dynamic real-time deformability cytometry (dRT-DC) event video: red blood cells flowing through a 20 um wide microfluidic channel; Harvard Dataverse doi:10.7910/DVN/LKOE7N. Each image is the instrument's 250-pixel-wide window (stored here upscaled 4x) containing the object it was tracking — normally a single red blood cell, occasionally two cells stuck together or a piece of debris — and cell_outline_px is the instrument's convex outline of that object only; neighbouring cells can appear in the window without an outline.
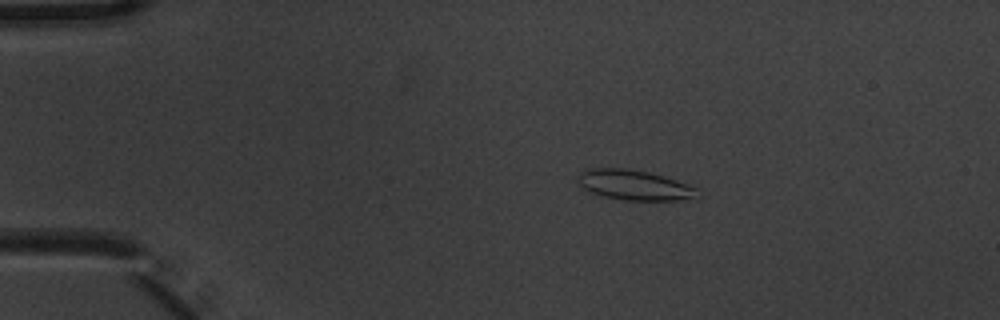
{"species": "common noctule bat (a hibernating species)", "species_latin": "Nyctalus noctula", "temperature_condition": "warm", "stored_images_in_passage": 7, "camera_frame_rate_fps": 3000, "um_per_image_px": 0.085, "animal": {"sex": "male", "body_mass_g": 20.1, "forearm_length_mm": 53.5}, "frame": {"image": 1, "passage_image": 4, "time_ms": 1.0, "image_size_px": [1000, 320], "cell_outline_px": [[700, 196], [680, 200], [624, 200], [604, 196], [588, 192], [580, 184], [576, 176], [580, 172], [588, 168], [628, 168], [648, 172], [664, 176], [688, 184], [696, 188]], "centroid_in_image_um": [53.89, 15.72], "position_along_channel_um": 31.1, "area_um2": 21.04}}
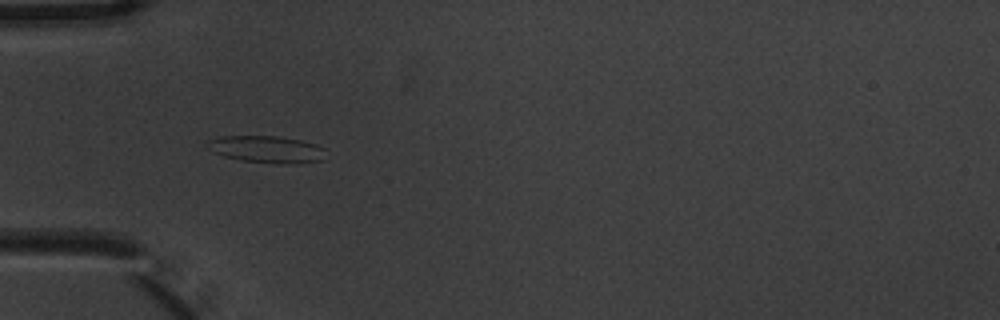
{"frame": {"image": 2, "passage_image": 6, "time_ms": 1.667, "image_size_px": [1000, 320], "cell_outline_px": [[324, 160], [300, 164], [280, 164], [240, 160], [224, 156], [208, 148], [204, 144], [208, 140], [220, 136], [276, 136], [300, 140], [316, 144], [324, 148]], "centroid_in_image_um": [22.69, 12.7], "position_along_channel_um": 62.3, "area_um2": 18.79}}
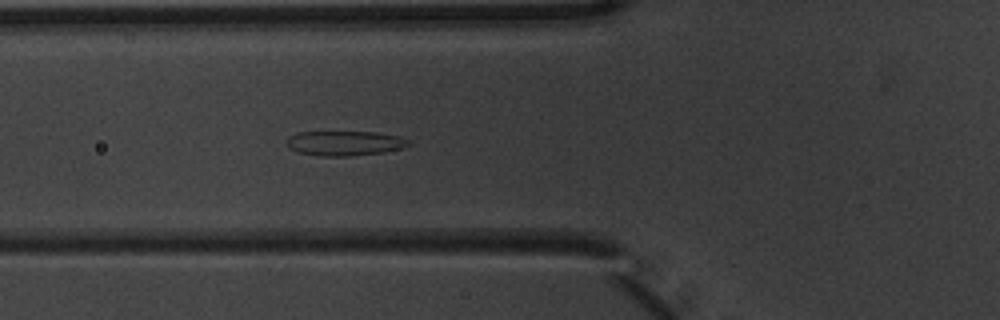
{"frame": {"image": 3, "passage_image": 7, "time_ms": 2.0, "image_size_px": [1000, 320], "cell_outline_px": [[412, 144], [404, 148], [380, 152], [352, 156], [320, 156], [296, 152], [284, 144], [288, 136], [296, 132], [376, 132], [400, 136], [408, 140]], "centroid_in_image_um": [29.26, 12.17], "position_along_channel_um": 96.5, "area_um2": 17.8}}